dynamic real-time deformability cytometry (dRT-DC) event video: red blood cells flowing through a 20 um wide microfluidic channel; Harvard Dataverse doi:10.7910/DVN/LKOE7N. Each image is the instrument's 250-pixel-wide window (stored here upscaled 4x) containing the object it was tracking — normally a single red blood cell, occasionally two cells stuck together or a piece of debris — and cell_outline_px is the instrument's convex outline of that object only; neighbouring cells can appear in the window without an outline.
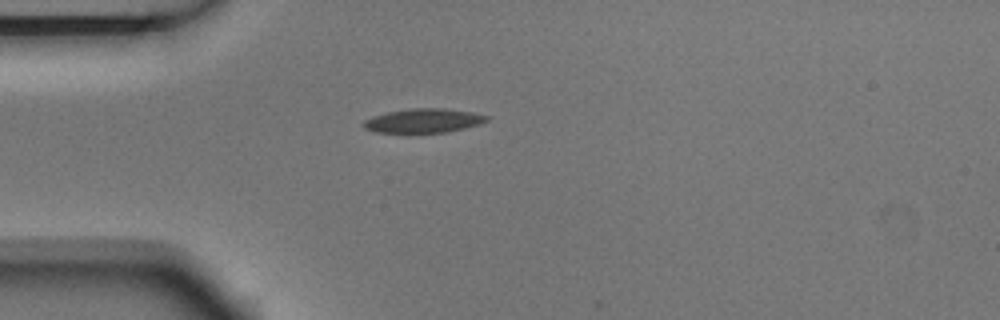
{"species": "Egyptian fruit bat (a non-hibernating species)", "species_latin": "Rousettus aegyptiacus", "temperature_condition": "room temperature", "stored_images_in_passage": 5, "camera_frame_rate_fps": 3000, "um_per_image_px": 0.085, "animal": {"sex": "male"}, "frame": {"image": 1, "passage_image": 5, "time_ms": 1.333, "image_size_px": [1000, 320], "cell_outline_px": [[488, 120], [480, 124], [464, 128], [444, 132], [408, 136], [376, 132], [364, 128], [364, 120], [372, 116], [388, 112], [412, 108], [444, 108], [472, 112], [488, 116]], "centroid_in_image_um": [35.94, 10.31], "position_along_channel_um": 49.1, "area_um2": 18.03}}